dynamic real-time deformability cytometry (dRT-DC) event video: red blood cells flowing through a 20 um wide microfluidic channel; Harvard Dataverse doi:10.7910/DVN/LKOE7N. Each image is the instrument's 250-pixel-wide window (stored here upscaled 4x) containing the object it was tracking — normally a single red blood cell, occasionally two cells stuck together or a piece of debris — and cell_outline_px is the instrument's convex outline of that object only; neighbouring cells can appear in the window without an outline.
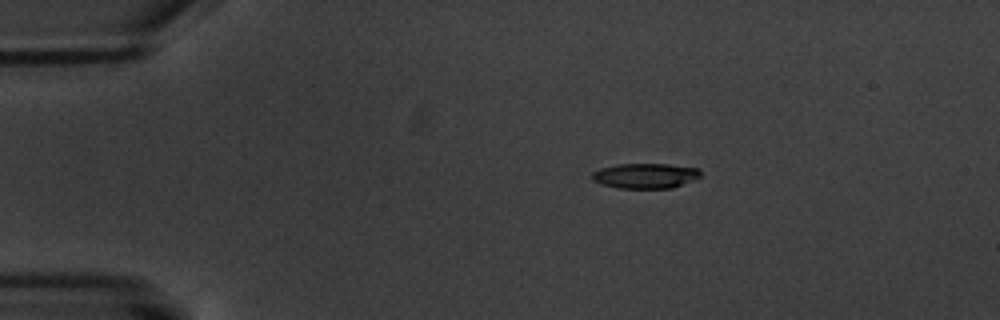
{"species": "common noctule bat (a hibernating species)", "species_latin": "Nyctalus noctula", "temperature_condition": "warm", "stored_images_in_passage": 5, "camera_frame_rate_fps": 3000, "um_per_image_px": 0.085, "animal": {"sex": "male", "body_mass_g": 20.1, "forearm_length_mm": 53.5}, "frame": {"image": 1, "passage_image": 3, "time_ms": 2.333, "image_size_px": [1000, 320], "cell_outline_px": [[700, 176], [692, 180], [672, 188], [616, 188], [600, 184], [592, 180], [592, 172], [600, 168], [620, 164], [668, 164], [700, 168]], "centroid_in_image_um": [54.82, 14.94], "position_along_channel_um": 30.2, "area_um2": 15.9}}